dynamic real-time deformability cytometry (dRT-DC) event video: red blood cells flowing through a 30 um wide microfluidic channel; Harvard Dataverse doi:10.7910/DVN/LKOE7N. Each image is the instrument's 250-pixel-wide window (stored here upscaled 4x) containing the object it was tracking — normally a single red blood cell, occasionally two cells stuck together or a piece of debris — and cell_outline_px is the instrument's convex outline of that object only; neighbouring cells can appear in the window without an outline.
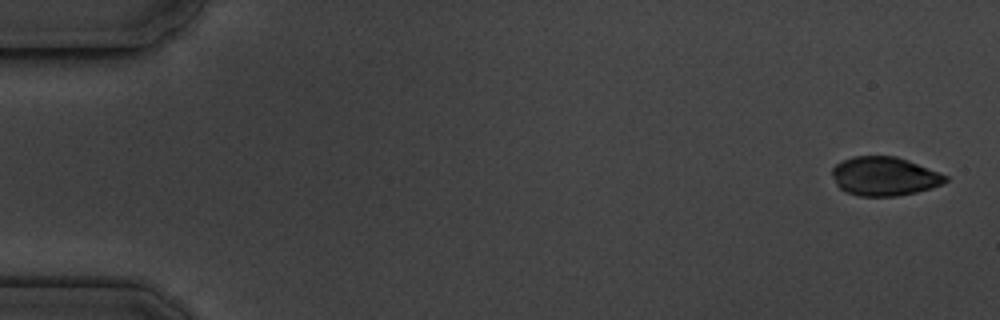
{"species": "common noctule bat (a hibernating species)", "species_latin": "Nyctalus noctula", "temperature_condition": "cold", "stored_images_in_passage": 5, "camera_frame_rate_fps": 3000, "um_per_image_px": 0.085, "animal": {"sex": "male", "body_mass_g": 19.5, "forearm_length_mm": 54.6}, "frame": {"image": 1, "passage_image": 1, "time_ms": 0.0, "image_size_px": [1000, 320], "cell_outline_px": [[948, 180], [944, 184], [932, 188], [916, 192], [896, 196], [860, 196], [848, 192], [840, 188], [836, 184], [832, 176], [832, 168], [836, 164], [852, 156], [896, 156], [908, 160], [948, 176]], "centroid_in_image_um": [75.18, 14.98], "position_along_channel_um": 9.8, "area_um2": 25.61}}
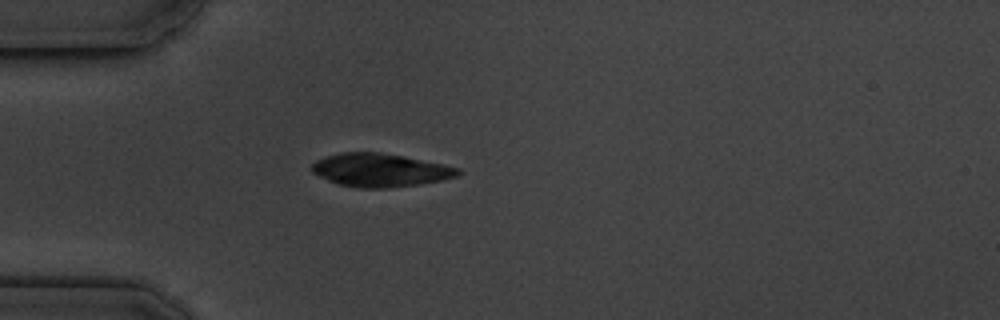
{"frame": {"image": 2, "passage_image": 5, "time_ms": 4.667, "image_size_px": [1000, 320], "cell_outline_px": [[464, 172], [456, 176], [440, 180], [416, 184], [388, 188], [356, 188], [340, 184], [328, 180], [312, 172], [308, 168], [316, 160], [324, 156], [340, 152], [380, 152], [444, 164], [460, 168]], "centroid_in_image_um": [32.28, 14.45], "position_along_channel_um": 52.7, "area_um2": 28.32}}